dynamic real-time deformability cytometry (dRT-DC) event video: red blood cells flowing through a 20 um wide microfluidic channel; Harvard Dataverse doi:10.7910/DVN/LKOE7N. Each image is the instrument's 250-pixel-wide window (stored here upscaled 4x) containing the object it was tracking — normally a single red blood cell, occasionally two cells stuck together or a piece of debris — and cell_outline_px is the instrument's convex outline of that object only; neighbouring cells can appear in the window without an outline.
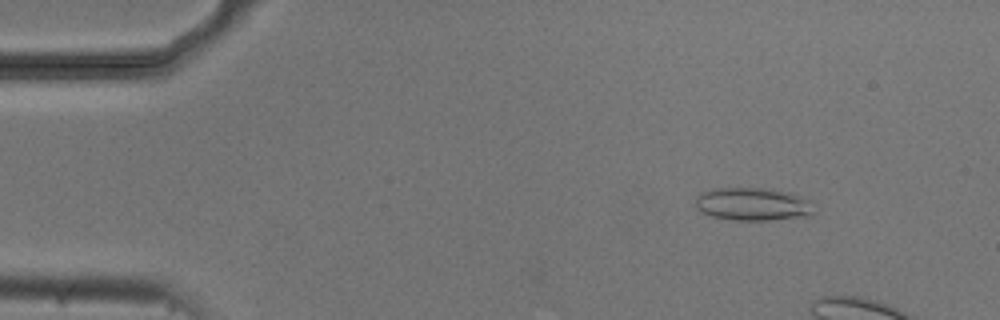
{"species": "common noctule bat (a hibernating species)", "species_latin": "Nyctalus noctula", "temperature_condition": "cold", "stored_images_in_passage": 8, "camera_frame_rate_fps": 3000, "um_per_image_px": 0.085, "animal": {"sex": "male", "body_mass_g": 20.5, "forearm_length_mm": 52.5}, "frame": {"image": 1, "passage_image": 2, "time_ms": 0.333, "image_size_px": [1000, 320], "cell_outline_px": [[812, 216], [768, 220], [732, 220], [712, 216], [696, 208], [696, 196], [700, 192], [716, 188], [772, 188], [792, 192], [812, 200]], "centroid_in_image_um": [64.03, 17.34], "position_along_channel_um": 21.0, "area_um2": 23.12}}